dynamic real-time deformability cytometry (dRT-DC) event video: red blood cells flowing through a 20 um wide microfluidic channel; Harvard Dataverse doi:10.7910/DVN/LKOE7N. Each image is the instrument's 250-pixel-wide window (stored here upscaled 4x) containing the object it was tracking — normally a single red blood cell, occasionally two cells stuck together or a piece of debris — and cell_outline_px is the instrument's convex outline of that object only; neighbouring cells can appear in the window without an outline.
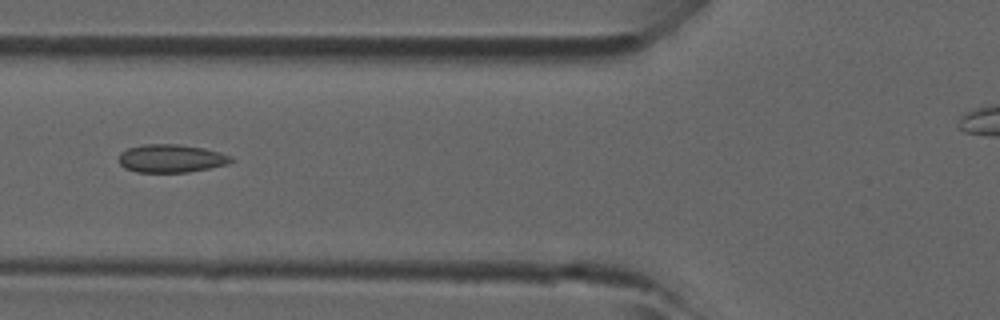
{"species": "common noctule bat (a hibernating species)", "species_latin": "Nyctalus noctula", "temperature_condition": "room temperature", "stored_images_in_passage": 4, "camera_frame_rate_fps": 3000, "um_per_image_px": 0.085, "animal": {"sex": "male", "forearm_length_mm": 52.5}, "frame": {"image": 1, "passage_image": 4, "time_ms": 1.0, "image_size_px": [1000, 320], "cell_outline_px": [[236, 160], [228, 164], [188, 172], [136, 172], [124, 168], [120, 164], [120, 152], [128, 148], [144, 144], [180, 144], [204, 148], [220, 152], [232, 156]], "centroid_in_image_um": [14.57, 13.46], "position_along_channel_um": 111.2, "area_um2": 18.5}}